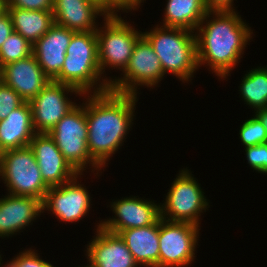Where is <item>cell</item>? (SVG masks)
Here are the masks:
<instances>
[{"label": "cell", "mask_w": 267, "mask_h": 267, "mask_svg": "<svg viewBox=\"0 0 267 267\" xmlns=\"http://www.w3.org/2000/svg\"><path fill=\"white\" fill-rule=\"evenodd\" d=\"M254 115L260 120L267 132V108H262L254 111Z\"/></svg>", "instance_id": "e575fe53"}, {"label": "cell", "mask_w": 267, "mask_h": 267, "mask_svg": "<svg viewBox=\"0 0 267 267\" xmlns=\"http://www.w3.org/2000/svg\"><path fill=\"white\" fill-rule=\"evenodd\" d=\"M84 267H90L88 264L85 266V265H83ZM83 266H78V267H83Z\"/></svg>", "instance_id": "f35d334b"}, {"label": "cell", "mask_w": 267, "mask_h": 267, "mask_svg": "<svg viewBox=\"0 0 267 267\" xmlns=\"http://www.w3.org/2000/svg\"><path fill=\"white\" fill-rule=\"evenodd\" d=\"M138 100V95L111 90L85 94L87 147L91 158L102 169L108 166L132 130Z\"/></svg>", "instance_id": "6da1fadb"}, {"label": "cell", "mask_w": 267, "mask_h": 267, "mask_svg": "<svg viewBox=\"0 0 267 267\" xmlns=\"http://www.w3.org/2000/svg\"><path fill=\"white\" fill-rule=\"evenodd\" d=\"M0 179L7 193L32 196L42 202L50 188L44 181L30 146L6 150L0 160Z\"/></svg>", "instance_id": "ba28073f"}, {"label": "cell", "mask_w": 267, "mask_h": 267, "mask_svg": "<svg viewBox=\"0 0 267 267\" xmlns=\"http://www.w3.org/2000/svg\"><path fill=\"white\" fill-rule=\"evenodd\" d=\"M83 97V103L77 104L70 110L48 134L54 139L65 160L78 174L87 172V168L92 170L94 176L99 177L102 168L91 158L87 147L85 94Z\"/></svg>", "instance_id": "5b68a950"}, {"label": "cell", "mask_w": 267, "mask_h": 267, "mask_svg": "<svg viewBox=\"0 0 267 267\" xmlns=\"http://www.w3.org/2000/svg\"><path fill=\"white\" fill-rule=\"evenodd\" d=\"M109 207L115 215L102 219L101 227L115 234L130 228L155 224L161 218L160 203L139 196L122 197L110 202Z\"/></svg>", "instance_id": "4fadbf2b"}, {"label": "cell", "mask_w": 267, "mask_h": 267, "mask_svg": "<svg viewBox=\"0 0 267 267\" xmlns=\"http://www.w3.org/2000/svg\"><path fill=\"white\" fill-rule=\"evenodd\" d=\"M1 80L19 94L25 102L35 98L51 81L33 54L3 66Z\"/></svg>", "instance_id": "e0dca14e"}, {"label": "cell", "mask_w": 267, "mask_h": 267, "mask_svg": "<svg viewBox=\"0 0 267 267\" xmlns=\"http://www.w3.org/2000/svg\"><path fill=\"white\" fill-rule=\"evenodd\" d=\"M241 79L239 94L254 111L267 108V66H258L247 71Z\"/></svg>", "instance_id": "cb8c5ba5"}, {"label": "cell", "mask_w": 267, "mask_h": 267, "mask_svg": "<svg viewBox=\"0 0 267 267\" xmlns=\"http://www.w3.org/2000/svg\"><path fill=\"white\" fill-rule=\"evenodd\" d=\"M98 224V225H97ZM95 235L86 245L87 263L90 267H140L119 234L101 227L99 221Z\"/></svg>", "instance_id": "5bb4252c"}, {"label": "cell", "mask_w": 267, "mask_h": 267, "mask_svg": "<svg viewBox=\"0 0 267 267\" xmlns=\"http://www.w3.org/2000/svg\"><path fill=\"white\" fill-rule=\"evenodd\" d=\"M160 26L196 31L207 14L204 0H166ZM162 23V24H161Z\"/></svg>", "instance_id": "7402d4cb"}, {"label": "cell", "mask_w": 267, "mask_h": 267, "mask_svg": "<svg viewBox=\"0 0 267 267\" xmlns=\"http://www.w3.org/2000/svg\"><path fill=\"white\" fill-rule=\"evenodd\" d=\"M180 169L160 203L161 218L172 222H187L200 226L201 214L210 207L201 184L191 170Z\"/></svg>", "instance_id": "52a82bcc"}, {"label": "cell", "mask_w": 267, "mask_h": 267, "mask_svg": "<svg viewBox=\"0 0 267 267\" xmlns=\"http://www.w3.org/2000/svg\"><path fill=\"white\" fill-rule=\"evenodd\" d=\"M14 31L34 45L55 24L52 11L5 8Z\"/></svg>", "instance_id": "603a6c76"}, {"label": "cell", "mask_w": 267, "mask_h": 267, "mask_svg": "<svg viewBox=\"0 0 267 267\" xmlns=\"http://www.w3.org/2000/svg\"><path fill=\"white\" fill-rule=\"evenodd\" d=\"M75 31L54 24L48 32L33 45V55L45 75L54 80L66 57V50Z\"/></svg>", "instance_id": "ac0fdd59"}, {"label": "cell", "mask_w": 267, "mask_h": 267, "mask_svg": "<svg viewBox=\"0 0 267 267\" xmlns=\"http://www.w3.org/2000/svg\"><path fill=\"white\" fill-rule=\"evenodd\" d=\"M33 54V45L16 31L12 32L0 48V69Z\"/></svg>", "instance_id": "d4e9b609"}, {"label": "cell", "mask_w": 267, "mask_h": 267, "mask_svg": "<svg viewBox=\"0 0 267 267\" xmlns=\"http://www.w3.org/2000/svg\"><path fill=\"white\" fill-rule=\"evenodd\" d=\"M121 75V77H111L109 89L112 92L139 95L140 87L153 89L158 87L160 81L164 79L159 57L144 36L137 41Z\"/></svg>", "instance_id": "9c48e42d"}, {"label": "cell", "mask_w": 267, "mask_h": 267, "mask_svg": "<svg viewBox=\"0 0 267 267\" xmlns=\"http://www.w3.org/2000/svg\"><path fill=\"white\" fill-rule=\"evenodd\" d=\"M70 85L84 94L109 91L98 60L96 32H75L67 46L63 68L53 80Z\"/></svg>", "instance_id": "3957f363"}, {"label": "cell", "mask_w": 267, "mask_h": 267, "mask_svg": "<svg viewBox=\"0 0 267 267\" xmlns=\"http://www.w3.org/2000/svg\"><path fill=\"white\" fill-rule=\"evenodd\" d=\"M140 267H159V220L152 225L119 233Z\"/></svg>", "instance_id": "ffe728a7"}, {"label": "cell", "mask_w": 267, "mask_h": 267, "mask_svg": "<svg viewBox=\"0 0 267 267\" xmlns=\"http://www.w3.org/2000/svg\"><path fill=\"white\" fill-rule=\"evenodd\" d=\"M70 95L83 97L76 88L51 80L29 101L36 133H48L78 103ZM69 97V98H68Z\"/></svg>", "instance_id": "8fae6325"}, {"label": "cell", "mask_w": 267, "mask_h": 267, "mask_svg": "<svg viewBox=\"0 0 267 267\" xmlns=\"http://www.w3.org/2000/svg\"><path fill=\"white\" fill-rule=\"evenodd\" d=\"M12 32H14L12 20L10 15L5 10L0 15V48Z\"/></svg>", "instance_id": "d6a6232c"}, {"label": "cell", "mask_w": 267, "mask_h": 267, "mask_svg": "<svg viewBox=\"0 0 267 267\" xmlns=\"http://www.w3.org/2000/svg\"><path fill=\"white\" fill-rule=\"evenodd\" d=\"M208 12L236 11L234 0H204Z\"/></svg>", "instance_id": "1f68e13d"}, {"label": "cell", "mask_w": 267, "mask_h": 267, "mask_svg": "<svg viewBox=\"0 0 267 267\" xmlns=\"http://www.w3.org/2000/svg\"><path fill=\"white\" fill-rule=\"evenodd\" d=\"M5 11V0H0V15Z\"/></svg>", "instance_id": "8d00e7d4"}, {"label": "cell", "mask_w": 267, "mask_h": 267, "mask_svg": "<svg viewBox=\"0 0 267 267\" xmlns=\"http://www.w3.org/2000/svg\"><path fill=\"white\" fill-rule=\"evenodd\" d=\"M4 150L2 149V147H1V145H0V160H1V158H2V156H3V154H4Z\"/></svg>", "instance_id": "74e56055"}, {"label": "cell", "mask_w": 267, "mask_h": 267, "mask_svg": "<svg viewBox=\"0 0 267 267\" xmlns=\"http://www.w3.org/2000/svg\"><path fill=\"white\" fill-rule=\"evenodd\" d=\"M201 227L159 219V267L191 266L196 257ZM196 252V253H195Z\"/></svg>", "instance_id": "30bf717a"}, {"label": "cell", "mask_w": 267, "mask_h": 267, "mask_svg": "<svg viewBox=\"0 0 267 267\" xmlns=\"http://www.w3.org/2000/svg\"><path fill=\"white\" fill-rule=\"evenodd\" d=\"M35 134L29 102L0 120V145L4 151L29 146Z\"/></svg>", "instance_id": "44dd1931"}, {"label": "cell", "mask_w": 267, "mask_h": 267, "mask_svg": "<svg viewBox=\"0 0 267 267\" xmlns=\"http://www.w3.org/2000/svg\"><path fill=\"white\" fill-rule=\"evenodd\" d=\"M81 175L84 174H77L70 181L47 190L42 202L43 214L45 211H49L48 214L52 212L59 222L66 223H79L89 214L93 197L90 196L86 186L78 181L82 179Z\"/></svg>", "instance_id": "7c38bea8"}, {"label": "cell", "mask_w": 267, "mask_h": 267, "mask_svg": "<svg viewBox=\"0 0 267 267\" xmlns=\"http://www.w3.org/2000/svg\"><path fill=\"white\" fill-rule=\"evenodd\" d=\"M107 15H114V0H90Z\"/></svg>", "instance_id": "836d02e7"}, {"label": "cell", "mask_w": 267, "mask_h": 267, "mask_svg": "<svg viewBox=\"0 0 267 267\" xmlns=\"http://www.w3.org/2000/svg\"><path fill=\"white\" fill-rule=\"evenodd\" d=\"M144 1L146 0H114V15H121V12L130 13L132 10L137 11Z\"/></svg>", "instance_id": "4dcf8cb0"}, {"label": "cell", "mask_w": 267, "mask_h": 267, "mask_svg": "<svg viewBox=\"0 0 267 267\" xmlns=\"http://www.w3.org/2000/svg\"><path fill=\"white\" fill-rule=\"evenodd\" d=\"M25 101L11 87L0 82V120L21 106Z\"/></svg>", "instance_id": "83f0119b"}, {"label": "cell", "mask_w": 267, "mask_h": 267, "mask_svg": "<svg viewBox=\"0 0 267 267\" xmlns=\"http://www.w3.org/2000/svg\"><path fill=\"white\" fill-rule=\"evenodd\" d=\"M53 0H5V8L52 11Z\"/></svg>", "instance_id": "f546056e"}, {"label": "cell", "mask_w": 267, "mask_h": 267, "mask_svg": "<svg viewBox=\"0 0 267 267\" xmlns=\"http://www.w3.org/2000/svg\"><path fill=\"white\" fill-rule=\"evenodd\" d=\"M29 146L34 152L43 181L49 187L66 183L78 174L48 133H36Z\"/></svg>", "instance_id": "9a60e30c"}, {"label": "cell", "mask_w": 267, "mask_h": 267, "mask_svg": "<svg viewBox=\"0 0 267 267\" xmlns=\"http://www.w3.org/2000/svg\"><path fill=\"white\" fill-rule=\"evenodd\" d=\"M2 255H0V267H14V265L8 260L6 264H3Z\"/></svg>", "instance_id": "d590c367"}, {"label": "cell", "mask_w": 267, "mask_h": 267, "mask_svg": "<svg viewBox=\"0 0 267 267\" xmlns=\"http://www.w3.org/2000/svg\"><path fill=\"white\" fill-rule=\"evenodd\" d=\"M142 33L159 57L164 76L173 74L182 83L193 80L199 70L194 31L157 24Z\"/></svg>", "instance_id": "277c9868"}, {"label": "cell", "mask_w": 267, "mask_h": 267, "mask_svg": "<svg viewBox=\"0 0 267 267\" xmlns=\"http://www.w3.org/2000/svg\"><path fill=\"white\" fill-rule=\"evenodd\" d=\"M124 19L121 15H108L102 20L103 25L96 29L99 67L109 84L111 77H106L105 70L111 68L123 72L137 41L143 36L140 30Z\"/></svg>", "instance_id": "8992f818"}, {"label": "cell", "mask_w": 267, "mask_h": 267, "mask_svg": "<svg viewBox=\"0 0 267 267\" xmlns=\"http://www.w3.org/2000/svg\"><path fill=\"white\" fill-rule=\"evenodd\" d=\"M238 135L244 147L267 143L266 129L255 115L243 122Z\"/></svg>", "instance_id": "484cf974"}, {"label": "cell", "mask_w": 267, "mask_h": 267, "mask_svg": "<svg viewBox=\"0 0 267 267\" xmlns=\"http://www.w3.org/2000/svg\"><path fill=\"white\" fill-rule=\"evenodd\" d=\"M247 164L253 171L267 175V143L244 148Z\"/></svg>", "instance_id": "4316f807"}, {"label": "cell", "mask_w": 267, "mask_h": 267, "mask_svg": "<svg viewBox=\"0 0 267 267\" xmlns=\"http://www.w3.org/2000/svg\"><path fill=\"white\" fill-rule=\"evenodd\" d=\"M38 251L32 248L17 253L10 262L14 267H56L51 262L41 259Z\"/></svg>", "instance_id": "f1b7e54d"}, {"label": "cell", "mask_w": 267, "mask_h": 267, "mask_svg": "<svg viewBox=\"0 0 267 267\" xmlns=\"http://www.w3.org/2000/svg\"><path fill=\"white\" fill-rule=\"evenodd\" d=\"M245 21V22H244ZM199 68L222 81L238 67L253 30L237 11L207 12L195 31Z\"/></svg>", "instance_id": "7a4b0ae2"}, {"label": "cell", "mask_w": 267, "mask_h": 267, "mask_svg": "<svg viewBox=\"0 0 267 267\" xmlns=\"http://www.w3.org/2000/svg\"><path fill=\"white\" fill-rule=\"evenodd\" d=\"M52 13L55 24L75 32H96V19L108 16L90 0H53Z\"/></svg>", "instance_id": "d6986e66"}, {"label": "cell", "mask_w": 267, "mask_h": 267, "mask_svg": "<svg viewBox=\"0 0 267 267\" xmlns=\"http://www.w3.org/2000/svg\"><path fill=\"white\" fill-rule=\"evenodd\" d=\"M0 198V238H9L32 226L43 213L42 201L7 193Z\"/></svg>", "instance_id": "2e32d148"}]
</instances>
